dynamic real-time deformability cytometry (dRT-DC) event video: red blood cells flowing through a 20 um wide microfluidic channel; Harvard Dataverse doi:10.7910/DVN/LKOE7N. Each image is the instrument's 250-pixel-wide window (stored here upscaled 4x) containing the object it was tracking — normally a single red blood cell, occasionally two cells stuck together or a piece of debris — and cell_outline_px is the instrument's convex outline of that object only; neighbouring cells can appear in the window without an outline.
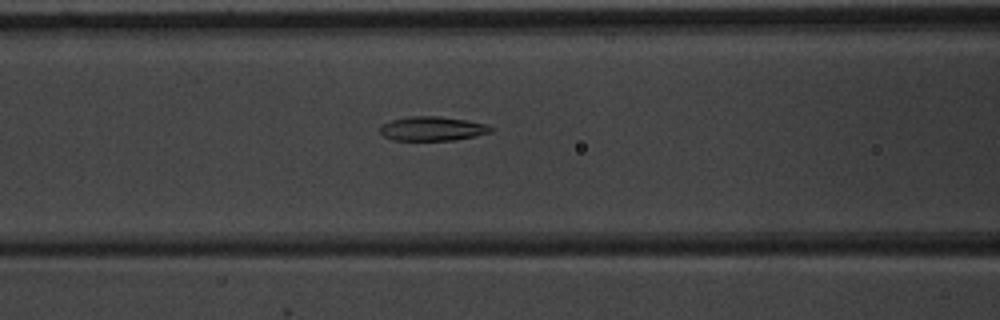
{"species": "common noctule bat (a hibernating species)", "species_latin": "Nyctalus noctula", "temperature_condition": "warm", "stored_images_in_passage": 8, "camera_frame_rate_fps": 3000, "um_per_image_px": 0.085, "animal": {"sex": "male", "body_mass_g": 20.1, "forearm_length_mm": 53.5}, "frame": {"image": 1, "passage_image": 8, "time_ms": 8.667, "image_size_px": [1000, 320], "cell_outline_px": [[492, 132], [476, 136], [456, 140], [392, 140], [384, 136], [380, 132], [380, 128], [384, 124], [392, 120], [408, 116], [440, 116], [468, 120], [484, 124], [492, 128]], "centroid_in_image_um": [36.76, 10.93], "position_along_channel_um": 129.8, "area_um2": 15.61}}